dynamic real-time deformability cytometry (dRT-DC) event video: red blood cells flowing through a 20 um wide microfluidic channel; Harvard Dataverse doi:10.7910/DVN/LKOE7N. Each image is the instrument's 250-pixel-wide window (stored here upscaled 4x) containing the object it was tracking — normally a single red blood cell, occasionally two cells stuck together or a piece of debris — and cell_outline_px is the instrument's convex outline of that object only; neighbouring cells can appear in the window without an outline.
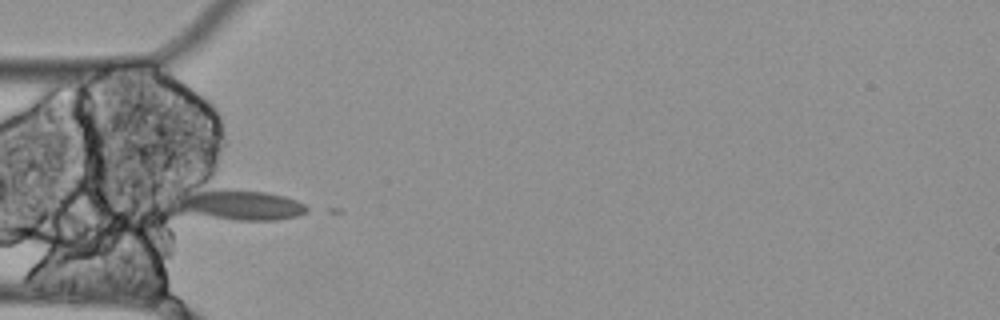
{"species": "Egyptian fruit bat (a non-hibernating species)", "species_latin": "Rousettus aegyptiacus", "temperature_condition": "cold", "stored_images_in_passage": 9, "camera_frame_rate_fps": 3000, "um_per_image_px": 0.085, "animal": {"sex": "female"}, "frame": {"image": 1, "passage_image": 5, "time_ms": 1.333, "image_size_px": [1000, 320], "cell_outline_px": [[312, 208], [308, 212], [296, 216], [276, 220], [236, 220], [176, 212], [168, 200], [168, 196], [200, 180], [264, 192], [284, 196], [296, 200]], "centroid_in_image_um": [19.91, 17.25], "position_along_channel_um": 65.1, "area_um2": 26.99}}
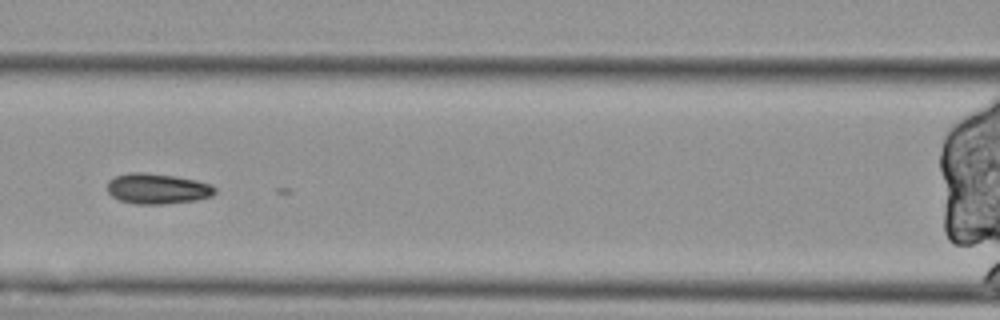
{"frame": {"image": 2, "passage_image": 7, "time_ms": 2.0, "image_size_px": [1000, 320], "cell_outline_px": [[216, 192], [212, 196], [196, 200], [164, 204], [132, 204], [120, 200], [112, 196], [108, 192], [108, 180], [116, 176], [128, 172], [144, 172], [176, 176], [196, 180], [208, 184], [216, 188]], "centroid_in_image_um": [13.36, 16.04], "position_along_channel_um": 153.2, "area_um2": 19.19}}
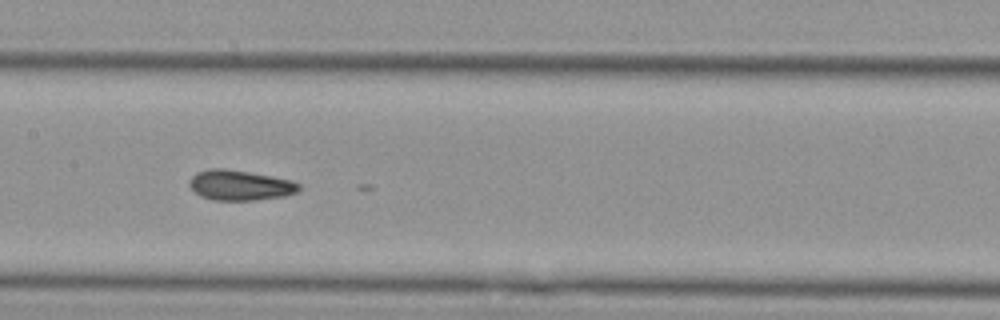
{"frame": {"image": 3, "passage_image": 8, "time_ms": 2.333, "image_size_px": [1000, 320], "cell_outline_px": [[300, 192], [284, 196], [256, 200], [212, 200], [200, 196], [188, 184], [188, 180], [196, 172], [208, 168], [224, 168], [272, 176], [292, 180], [300, 184]], "centroid_in_image_um": [20.4, 15.74], "position_along_channel_um": 187.0, "area_um2": 19.48}}